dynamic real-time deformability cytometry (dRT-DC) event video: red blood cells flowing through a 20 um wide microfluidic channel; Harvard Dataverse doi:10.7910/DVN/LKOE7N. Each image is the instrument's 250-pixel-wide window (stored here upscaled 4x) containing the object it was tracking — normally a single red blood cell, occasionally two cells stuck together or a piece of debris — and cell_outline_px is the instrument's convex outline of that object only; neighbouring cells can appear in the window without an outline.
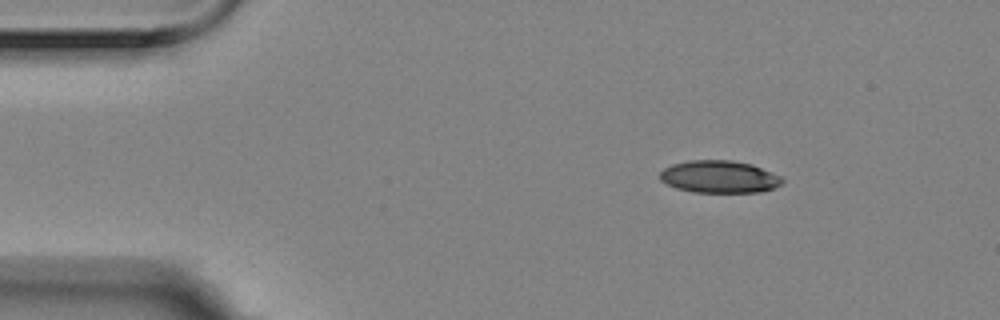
{"species": "Egyptian fruit bat (a non-hibernating species)", "species_latin": "Rousettus aegyptiacus", "temperature_condition": "room temperature", "stored_images_in_passage": 5, "camera_frame_rate_fps": 3000, "um_per_image_px": 0.085, "animal": {"sex": "female"}, "frame": {"image": 1, "passage_image": 2, "time_ms": 0.333, "image_size_px": [1000, 320], "cell_outline_px": [[784, 180], [780, 184], [772, 188], [760, 192], [692, 192], [676, 188], [660, 180], [660, 172], [664, 168], [672, 164], [688, 160], [732, 160], [752, 164], [780, 176]], "centroid_in_image_um": [61.11, 15.02], "position_along_channel_um": 23.9, "area_um2": 23.0}}
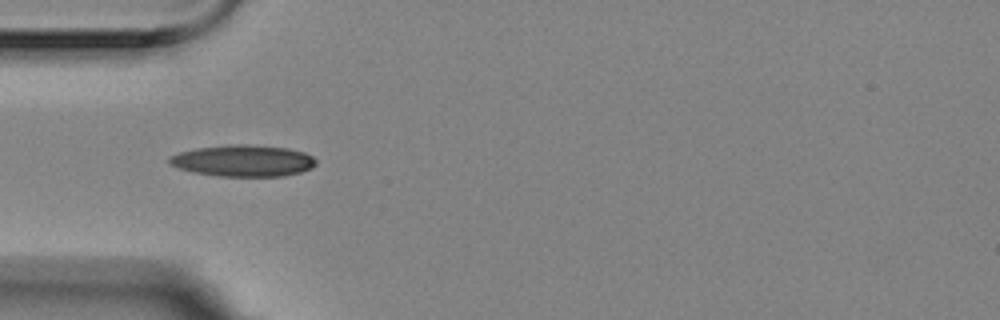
{"frame": {"image": 2, "passage_image": 4, "time_ms": 1.0, "image_size_px": [1000, 320], "cell_outline_px": [[316, 164], [312, 168], [300, 172], [284, 176], [220, 176], [192, 172], [168, 164], [168, 156], [180, 152], [196, 148], [228, 144], [248, 144], [288, 148], [304, 152], [312, 156], [316, 160]], "centroid_in_image_um": [20.66, 13.65], "position_along_channel_um": 64.3, "area_um2": 27.11}}
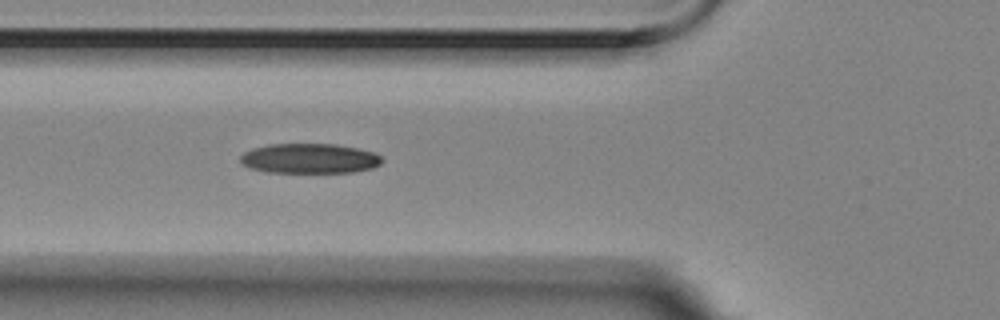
{"frame": {"image": 3, "passage_image": 5, "time_ms": 1.333, "image_size_px": [1000, 320], "cell_outline_px": [[384, 160], [380, 164], [372, 168], [352, 172], [268, 172], [248, 168], [240, 160], [240, 156], [244, 152], [252, 148], [272, 144], [336, 144], [356, 148], [372, 152], [380, 156]], "centroid_in_image_um": [26.3, 13.47], "position_along_channel_um": 99.5, "area_um2": 24.57}}